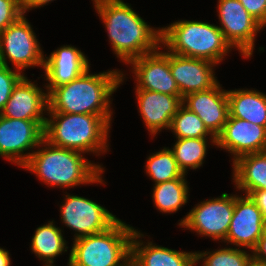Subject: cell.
Wrapping results in <instances>:
<instances>
[{"instance_id":"cell-1","label":"cell","mask_w":266,"mask_h":266,"mask_svg":"<svg viewBox=\"0 0 266 266\" xmlns=\"http://www.w3.org/2000/svg\"><path fill=\"white\" fill-rule=\"evenodd\" d=\"M90 72L89 68L70 83L53 88L48 93V112L100 115L111 125V97L127 74L118 69Z\"/></svg>"},{"instance_id":"cell-2","label":"cell","mask_w":266,"mask_h":266,"mask_svg":"<svg viewBox=\"0 0 266 266\" xmlns=\"http://www.w3.org/2000/svg\"><path fill=\"white\" fill-rule=\"evenodd\" d=\"M114 55L127 65L161 46V28L152 27L123 0H94Z\"/></svg>"},{"instance_id":"cell-3","label":"cell","mask_w":266,"mask_h":266,"mask_svg":"<svg viewBox=\"0 0 266 266\" xmlns=\"http://www.w3.org/2000/svg\"><path fill=\"white\" fill-rule=\"evenodd\" d=\"M37 149L22 168L32 172L49 188L57 187L64 191L80 185H106L102 177L105 168L88 160L84 153L53 146L46 140Z\"/></svg>"},{"instance_id":"cell-4","label":"cell","mask_w":266,"mask_h":266,"mask_svg":"<svg viewBox=\"0 0 266 266\" xmlns=\"http://www.w3.org/2000/svg\"><path fill=\"white\" fill-rule=\"evenodd\" d=\"M44 140L49 144L84 154L100 156L110 150L112 128L102 116L47 112Z\"/></svg>"},{"instance_id":"cell-5","label":"cell","mask_w":266,"mask_h":266,"mask_svg":"<svg viewBox=\"0 0 266 266\" xmlns=\"http://www.w3.org/2000/svg\"><path fill=\"white\" fill-rule=\"evenodd\" d=\"M161 46L173 54L208 60L216 65L234 50L218 25L185 19L161 27Z\"/></svg>"},{"instance_id":"cell-6","label":"cell","mask_w":266,"mask_h":266,"mask_svg":"<svg viewBox=\"0 0 266 266\" xmlns=\"http://www.w3.org/2000/svg\"><path fill=\"white\" fill-rule=\"evenodd\" d=\"M135 228L118 219L107 230L73 240V266H126L131 259V239Z\"/></svg>"},{"instance_id":"cell-7","label":"cell","mask_w":266,"mask_h":266,"mask_svg":"<svg viewBox=\"0 0 266 266\" xmlns=\"http://www.w3.org/2000/svg\"><path fill=\"white\" fill-rule=\"evenodd\" d=\"M25 16L0 33V64L9 67L11 62L12 67L22 73L29 68L44 69L45 57L33 26Z\"/></svg>"},{"instance_id":"cell-8","label":"cell","mask_w":266,"mask_h":266,"mask_svg":"<svg viewBox=\"0 0 266 266\" xmlns=\"http://www.w3.org/2000/svg\"><path fill=\"white\" fill-rule=\"evenodd\" d=\"M235 206V194L222 193L221 196L200 201L188 214L178 220L179 227L194 231L198 236L209 237L213 241L224 242L230 227Z\"/></svg>"},{"instance_id":"cell-9","label":"cell","mask_w":266,"mask_h":266,"mask_svg":"<svg viewBox=\"0 0 266 266\" xmlns=\"http://www.w3.org/2000/svg\"><path fill=\"white\" fill-rule=\"evenodd\" d=\"M45 122L46 120L12 119L0 115V157L22 168L44 140Z\"/></svg>"},{"instance_id":"cell-10","label":"cell","mask_w":266,"mask_h":266,"mask_svg":"<svg viewBox=\"0 0 266 266\" xmlns=\"http://www.w3.org/2000/svg\"><path fill=\"white\" fill-rule=\"evenodd\" d=\"M60 205V221L73 230V240L107 230L119 218L95 201L65 193Z\"/></svg>"},{"instance_id":"cell-11","label":"cell","mask_w":266,"mask_h":266,"mask_svg":"<svg viewBox=\"0 0 266 266\" xmlns=\"http://www.w3.org/2000/svg\"><path fill=\"white\" fill-rule=\"evenodd\" d=\"M219 28L225 40L245 59H250L255 50L258 33L264 27L254 19L239 0H218Z\"/></svg>"},{"instance_id":"cell-12","label":"cell","mask_w":266,"mask_h":266,"mask_svg":"<svg viewBox=\"0 0 266 266\" xmlns=\"http://www.w3.org/2000/svg\"><path fill=\"white\" fill-rule=\"evenodd\" d=\"M157 50L132 59L127 65L136 81L134 89L149 90L168 95H180L179 88L170 72V52ZM132 69V70H131Z\"/></svg>"},{"instance_id":"cell-13","label":"cell","mask_w":266,"mask_h":266,"mask_svg":"<svg viewBox=\"0 0 266 266\" xmlns=\"http://www.w3.org/2000/svg\"><path fill=\"white\" fill-rule=\"evenodd\" d=\"M265 228L262 213L251 198L245 194H235L234 211L224 243L252 252Z\"/></svg>"},{"instance_id":"cell-14","label":"cell","mask_w":266,"mask_h":266,"mask_svg":"<svg viewBox=\"0 0 266 266\" xmlns=\"http://www.w3.org/2000/svg\"><path fill=\"white\" fill-rule=\"evenodd\" d=\"M216 148L238 157L266 151V128L246 120L228 117L223 130L216 137Z\"/></svg>"},{"instance_id":"cell-15","label":"cell","mask_w":266,"mask_h":266,"mask_svg":"<svg viewBox=\"0 0 266 266\" xmlns=\"http://www.w3.org/2000/svg\"><path fill=\"white\" fill-rule=\"evenodd\" d=\"M182 105L196 113L215 138L221 133L229 117L227 90L222 88L219 81L207 90L185 95Z\"/></svg>"},{"instance_id":"cell-16","label":"cell","mask_w":266,"mask_h":266,"mask_svg":"<svg viewBox=\"0 0 266 266\" xmlns=\"http://www.w3.org/2000/svg\"><path fill=\"white\" fill-rule=\"evenodd\" d=\"M24 75L13 88L0 115L12 119L46 120L48 92Z\"/></svg>"},{"instance_id":"cell-17","label":"cell","mask_w":266,"mask_h":266,"mask_svg":"<svg viewBox=\"0 0 266 266\" xmlns=\"http://www.w3.org/2000/svg\"><path fill=\"white\" fill-rule=\"evenodd\" d=\"M88 57L73 45H63L44 57V89L49 93L53 88L70 83L90 68Z\"/></svg>"},{"instance_id":"cell-18","label":"cell","mask_w":266,"mask_h":266,"mask_svg":"<svg viewBox=\"0 0 266 266\" xmlns=\"http://www.w3.org/2000/svg\"><path fill=\"white\" fill-rule=\"evenodd\" d=\"M135 95L149 136L154 138L162 129L169 130L173 116L182 106V97L142 89H135Z\"/></svg>"},{"instance_id":"cell-19","label":"cell","mask_w":266,"mask_h":266,"mask_svg":"<svg viewBox=\"0 0 266 266\" xmlns=\"http://www.w3.org/2000/svg\"><path fill=\"white\" fill-rule=\"evenodd\" d=\"M217 66L208 60L184 57L170 52V72L182 98L189 93L213 87L218 82L214 69Z\"/></svg>"},{"instance_id":"cell-20","label":"cell","mask_w":266,"mask_h":266,"mask_svg":"<svg viewBox=\"0 0 266 266\" xmlns=\"http://www.w3.org/2000/svg\"><path fill=\"white\" fill-rule=\"evenodd\" d=\"M145 236L138 229L133 233L130 262L134 266H196L195 251H177L163 247L153 241L142 240Z\"/></svg>"},{"instance_id":"cell-21","label":"cell","mask_w":266,"mask_h":266,"mask_svg":"<svg viewBox=\"0 0 266 266\" xmlns=\"http://www.w3.org/2000/svg\"><path fill=\"white\" fill-rule=\"evenodd\" d=\"M231 165L232 182L237 190L245 195L266 190V151L240 156Z\"/></svg>"},{"instance_id":"cell-22","label":"cell","mask_w":266,"mask_h":266,"mask_svg":"<svg viewBox=\"0 0 266 266\" xmlns=\"http://www.w3.org/2000/svg\"><path fill=\"white\" fill-rule=\"evenodd\" d=\"M229 116L266 128V94L251 89L227 90Z\"/></svg>"},{"instance_id":"cell-23","label":"cell","mask_w":266,"mask_h":266,"mask_svg":"<svg viewBox=\"0 0 266 266\" xmlns=\"http://www.w3.org/2000/svg\"><path fill=\"white\" fill-rule=\"evenodd\" d=\"M61 228L56 226L54 220L36 228L29 247L43 264L55 263L56 257L68 251V242L63 237L64 229Z\"/></svg>"},{"instance_id":"cell-24","label":"cell","mask_w":266,"mask_h":266,"mask_svg":"<svg viewBox=\"0 0 266 266\" xmlns=\"http://www.w3.org/2000/svg\"><path fill=\"white\" fill-rule=\"evenodd\" d=\"M185 176L153 185L152 200L159 212L173 214L186 205L190 188Z\"/></svg>"},{"instance_id":"cell-25","label":"cell","mask_w":266,"mask_h":266,"mask_svg":"<svg viewBox=\"0 0 266 266\" xmlns=\"http://www.w3.org/2000/svg\"><path fill=\"white\" fill-rule=\"evenodd\" d=\"M208 139L211 146H216L215 137L176 139L175 144L170 149L183 174L187 175L190 169L194 171L203 166L208 151L207 148L210 145Z\"/></svg>"},{"instance_id":"cell-26","label":"cell","mask_w":266,"mask_h":266,"mask_svg":"<svg viewBox=\"0 0 266 266\" xmlns=\"http://www.w3.org/2000/svg\"><path fill=\"white\" fill-rule=\"evenodd\" d=\"M145 163V173L154 182L153 185L180 178L183 175L169 147L150 153Z\"/></svg>"},{"instance_id":"cell-27","label":"cell","mask_w":266,"mask_h":266,"mask_svg":"<svg viewBox=\"0 0 266 266\" xmlns=\"http://www.w3.org/2000/svg\"><path fill=\"white\" fill-rule=\"evenodd\" d=\"M252 259V252L231 246L212 251H195L196 266L198 263L201 266H248Z\"/></svg>"},{"instance_id":"cell-28","label":"cell","mask_w":266,"mask_h":266,"mask_svg":"<svg viewBox=\"0 0 266 266\" xmlns=\"http://www.w3.org/2000/svg\"><path fill=\"white\" fill-rule=\"evenodd\" d=\"M169 130L176 139L214 137L198 115L183 105L173 116Z\"/></svg>"},{"instance_id":"cell-29","label":"cell","mask_w":266,"mask_h":266,"mask_svg":"<svg viewBox=\"0 0 266 266\" xmlns=\"http://www.w3.org/2000/svg\"><path fill=\"white\" fill-rule=\"evenodd\" d=\"M24 75L25 73L17 69L12 70V67L0 64V112L9 100L13 88Z\"/></svg>"},{"instance_id":"cell-30","label":"cell","mask_w":266,"mask_h":266,"mask_svg":"<svg viewBox=\"0 0 266 266\" xmlns=\"http://www.w3.org/2000/svg\"><path fill=\"white\" fill-rule=\"evenodd\" d=\"M22 15L21 0H0V33Z\"/></svg>"},{"instance_id":"cell-31","label":"cell","mask_w":266,"mask_h":266,"mask_svg":"<svg viewBox=\"0 0 266 266\" xmlns=\"http://www.w3.org/2000/svg\"><path fill=\"white\" fill-rule=\"evenodd\" d=\"M247 12L266 27V0H239Z\"/></svg>"},{"instance_id":"cell-32","label":"cell","mask_w":266,"mask_h":266,"mask_svg":"<svg viewBox=\"0 0 266 266\" xmlns=\"http://www.w3.org/2000/svg\"><path fill=\"white\" fill-rule=\"evenodd\" d=\"M252 257L254 260L266 265V228L256 247L252 250Z\"/></svg>"},{"instance_id":"cell-33","label":"cell","mask_w":266,"mask_h":266,"mask_svg":"<svg viewBox=\"0 0 266 266\" xmlns=\"http://www.w3.org/2000/svg\"><path fill=\"white\" fill-rule=\"evenodd\" d=\"M248 196L261 211L264 221L266 222V190L251 191Z\"/></svg>"},{"instance_id":"cell-34","label":"cell","mask_w":266,"mask_h":266,"mask_svg":"<svg viewBox=\"0 0 266 266\" xmlns=\"http://www.w3.org/2000/svg\"><path fill=\"white\" fill-rule=\"evenodd\" d=\"M53 1L55 0H21V6L23 13L26 14L29 10L44 7Z\"/></svg>"},{"instance_id":"cell-35","label":"cell","mask_w":266,"mask_h":266,"mask_svg":"<svg viewBox=\"0 0 266 266\" xmlns=\"http://www.w3.org/2000/svg\"><path fill=\"white\" fill-rule=\"evenodd\" d=\"M10 252L0 247V266H11Z\"/></svg>"},{"instance_id":"cell-36","label":"cell","mask_w":266,"mask_h":266,"mask_svg":"<svg viewBox=\"0 0 266 266\" xmlns=\"http://www.w3.org/2000/svg\"><path fill=\"white\" fill-rule=\"evenodd\" d=\"M248 266H266V265L263 264V263H261V262H258V261H256V260L252 259V260L250 261V263L248 264Z\"/></svg>"},{"instance_id":"cell-37","label":"cell","mask_w":266,"mask_h":266,"mask_svg":"<svg viewBox=\"0 0 266 266\" xmlns=\"http://www.w3.org/2000/svg\"><path fill=\"white\" fill-rule=\"evenodd\" d=\"M43 266H55V264L54 263H52V264H43ZM67 266H73L71 261H70V257H68Z\"/></svg>"},{"instance_id":"cell-38","label":"cell","mask_w":266,"mask_h":266,"mask_svg":"<svg viewBox=\"0 0 266 266\" xmlns=\"http://www.w3.org/2000/svg\"><path fill=\"white\" fill-rule=\"evenodd\" d=\"M126 266H134L131 262H129Z\"/></svg>"}]
</instances>
